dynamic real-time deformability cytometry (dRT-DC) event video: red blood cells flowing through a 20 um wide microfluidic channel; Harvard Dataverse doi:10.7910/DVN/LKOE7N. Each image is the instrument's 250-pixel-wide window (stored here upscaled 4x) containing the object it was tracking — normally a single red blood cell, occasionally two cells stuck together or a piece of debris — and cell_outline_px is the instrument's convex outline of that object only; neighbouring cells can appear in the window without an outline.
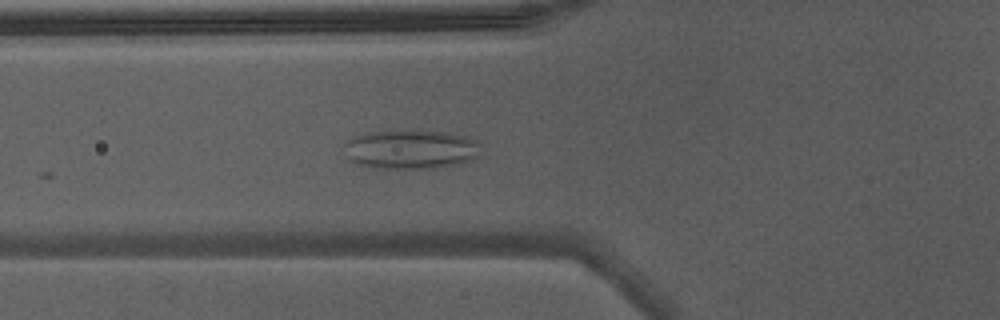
{"species": "Egyptian fruit bat (a non-hibernating species)", "species_latin": "Rousettus aegyptiacus", "temperature_condition": "warm", "stored_images_in_passage": 13, "camera_frame_rate_fps": 3000, "um_per_image_px": 0.085, "animal": {"sex": "male"}, "frame": {"image": 1, "passage_image": 10, "time_ms": 3.0, "image_size_px": [1000, 320], "cell_outline_px": [[484, 156], [460, 164], [432, 168], [368, 168], [352, 160], [348, 156], [344, 144], [348, 140], [356, 136], [368, 132], [392, 128], [412, 128], [440, 132], [464, 136], [480, 140]], "centroid_in_image_um": [35.01, 12.66], "position_along_channel_um": 90.8, "area_um2": 32.37}}